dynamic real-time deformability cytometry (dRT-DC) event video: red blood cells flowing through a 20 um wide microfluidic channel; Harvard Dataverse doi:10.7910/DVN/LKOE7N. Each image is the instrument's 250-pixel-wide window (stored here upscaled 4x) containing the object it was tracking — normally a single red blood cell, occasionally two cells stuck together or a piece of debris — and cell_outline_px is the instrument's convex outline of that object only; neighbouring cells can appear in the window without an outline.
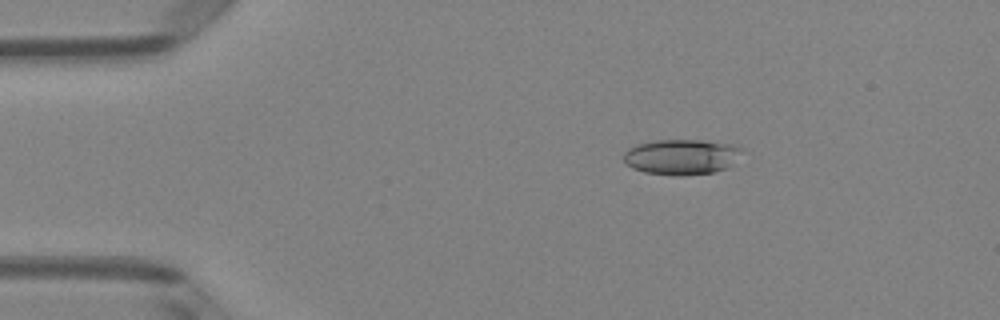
{"species": "Egyptian fruit bat (a non-hibernating species)", "species_latin": "Rousettus aegyptiacus", "temperature_condition": "room temperature", "stored_images_in_passage": 5, "camera_frame_rate_fps": 3000, "um_per_image_px": 0.085, "animal": {"sex": "female"}, "frame": {"image": 1, "passage_image": 2, "time_ms": 0.333, "image_size_px": [1000, 320], "cell_outline_px": [[740, 148], [728, 164], [724, 168], [712, 172], [680, 176], [644, 172], [632, 168], [624, 164], [624, 152], [628, 148], [636, 144], [656, 140], [700, 140], [732, 144]], "centroid_in_image_um": [57.77, 13.32], "position_along_channel_um": 27.2, "area_um2": 23.81}}
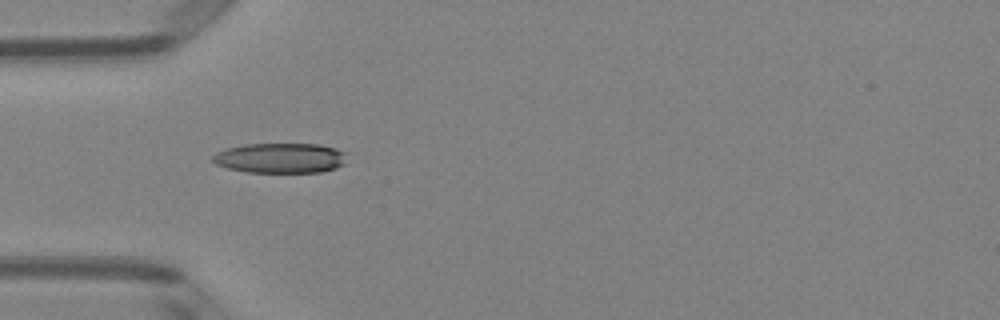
{"frame": {"image": 2, "passage_image": 4, "time_ms": 1.0, "image_size_px": [1000, 320], "cell_outline_px": [[344, 164], [336, 168], [320, 172], [248, 172], [228, 168], [216, 164], [212, 160], [212, 156], [216, 152], [228, 148], [244, 144], [320, 144], [336, 148], [344, 152]], "centroid_in_image_um": [23.82, 13.43], "position_along_channel_um": 61.2, "area_um2": 23.41}}
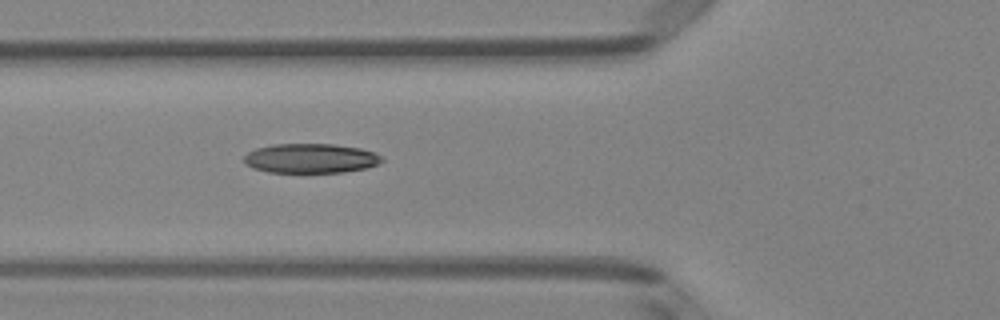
{"frame": {"image": 3, "passage_image": 5, "time_ms": 1.333, "image_size_px": [1000, 320], "cell_outline_px": [[384, 160], [380, 164], [368, 168], [344, 172], [268, 172], [252, 168], [244, 164], [244, 156], [248, 152], [256, 148], [272, 144], [332, 144], [360, 148], [372, 152], [380, 156]], "centroid_in_image_um": [26.39, 13.46], "position_along_channel_um": 99.4, "area_um2": 23.81}}